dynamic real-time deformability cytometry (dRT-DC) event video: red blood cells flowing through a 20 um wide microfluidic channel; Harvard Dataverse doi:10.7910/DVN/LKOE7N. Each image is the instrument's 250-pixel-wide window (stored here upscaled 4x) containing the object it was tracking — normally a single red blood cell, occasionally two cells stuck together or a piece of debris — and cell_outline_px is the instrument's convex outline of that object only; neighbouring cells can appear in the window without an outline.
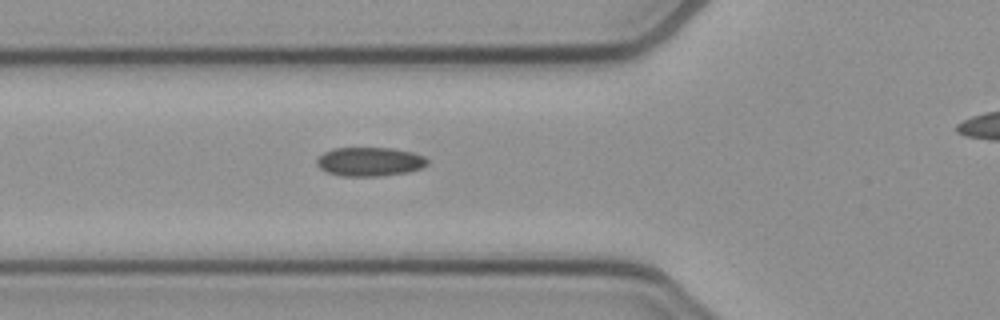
{"species": "common noctule bat (a hibernating species)", "species_latin": "Nyctalus noctula", "temperature_condition": "cold", "stored_images_in_passage": 45, "camera_frame_rate_fps": 3000, "um_per_image_px": 0.085, "animal": {"sex": "female", "body_mass_g": 21.9}, "frame": {"image": 1, "passage_image": 18, "time_ms": 5.667, "image_size_px": [1000, 320], "cell_outline_px": [[428, 164], [420, 168], [408, 172], [376, 176], [340, 176], [328, 172], [320, 168], [316, 164], [316, 160], [324, 152], [332, 148], [392, 148], [412, 152], [424, 156], [428, 160]], "centroid_in_image_um": [31.42, 13.74], "position_along_channel_um": 94.4, "area_um2": 18.61}}
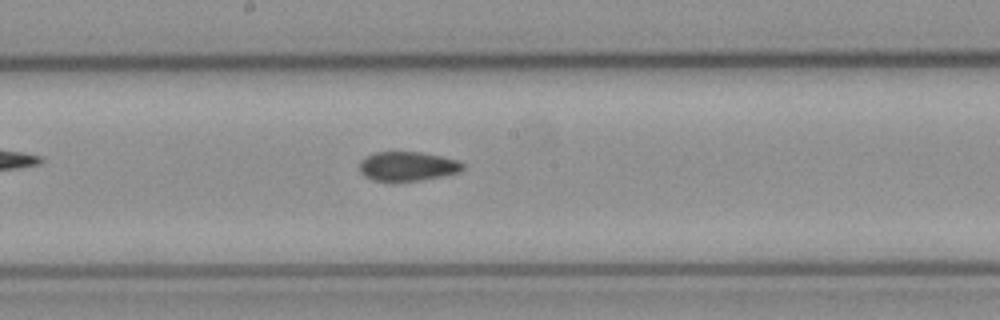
{"frame": {"image": 2, "passage_image": 27, "time_ms": 8.667, "image_size_px": [1000, 320], "cell_outline_px": [[464, 168], [460, 172], [444, 176], [420, 180], [372, 180], [364, 176], [360, 172], [360, 160], [376, 152], [420, 152], [460, 160], [464, 164]], "centroid_in_image_um": [34.68, 14.12], "position_along_channel_um": 213.5, "area_um2": 17.51}}
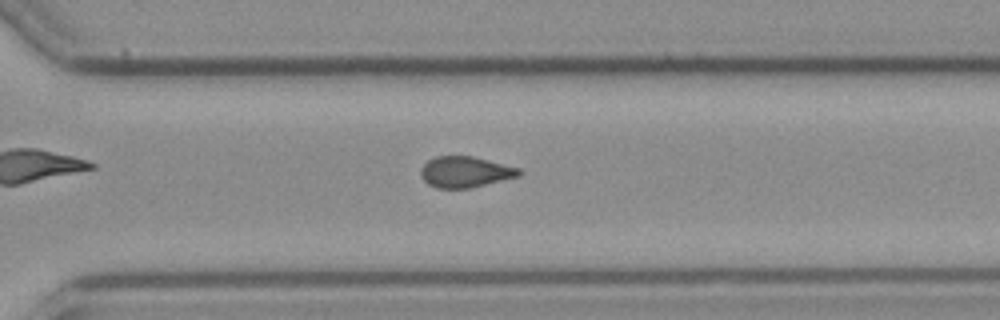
{"frame": {"image": 3, "passage_image": 36, "time_ms": 11.667, "image_size_px": [1000, 320], "cell_outline_px": [[520, 172], [516, 176], [468, 188], [436, 188], [428, 184], [420, 176], [420, 168], [428, 160], [436, 156], [472, 156], [520, 168]], "centroid_in_image_um": [39.46, 14.6], "position_along_channel_um": 331.1, "area_um2": 17.4}}